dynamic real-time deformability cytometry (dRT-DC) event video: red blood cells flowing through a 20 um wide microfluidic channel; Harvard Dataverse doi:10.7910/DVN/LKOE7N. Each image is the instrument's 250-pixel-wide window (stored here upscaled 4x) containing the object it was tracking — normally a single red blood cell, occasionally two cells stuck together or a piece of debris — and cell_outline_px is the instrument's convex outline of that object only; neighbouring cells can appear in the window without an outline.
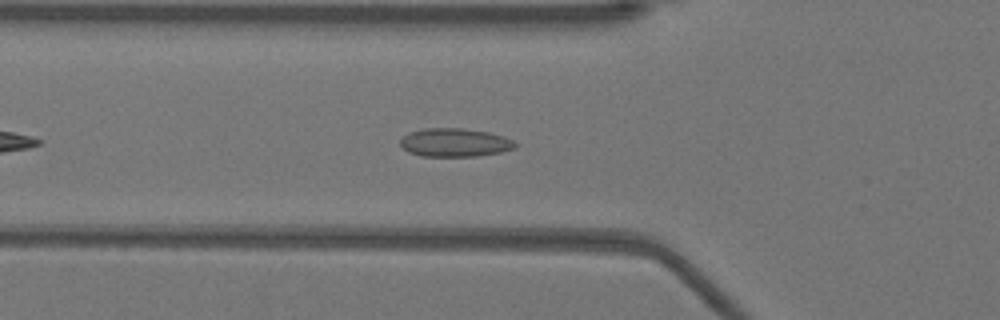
{"species": "Egyptian fruit bat (a non-hibernating species)", "species_latin": "Rousettus aegyptiacus", "temperature_condition": "warm", "stored_images_in_passage": 41, "camera_frame_rate_fps": 3000, "um_per_image_px": 0.085, "animal": {"sex": "female"}, "frame": {"image": 1, "passage_image": 7, "time_ms": 2.0, "image_size_px": [1000, 320], "cell_outline_px": [[516, 148], [500, 152], [476, 156], [420, 156], [408, 152], [400, 144], [400, 140], [408, 132], [424, 128], [464, 128], [488, 132], [504, 136], [512, 140], [516, 144]], "centroid_in_image_um": [38.64, 12.11], "position_along_channel_um": 87.2, "area_um2": 19.07}}
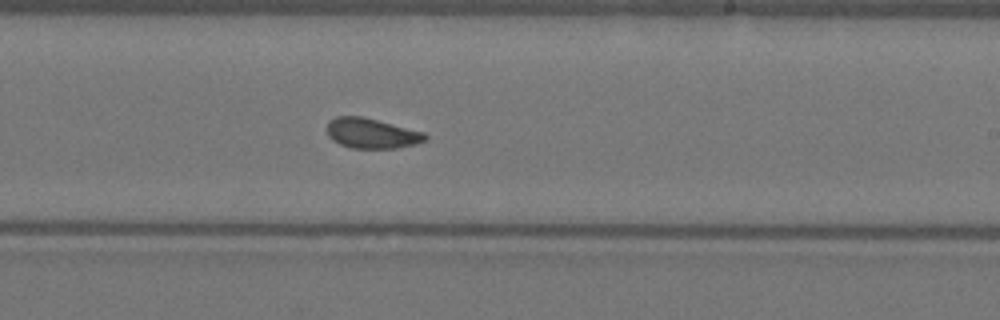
{"frame": {"image": 2, "passage_image": 20, "time_ms": 6.333, "image_size_px": [1000, 320], "cell_outline_px": [[428, 140], [416, 144], [396, 148], [352, 148], [340, 144], [332, 140], [328, 136], [328, 120], [336, 116], [360, 116], [424, 132], [428, 136]], "centroid_in_image_um": [31.59, 11.34], "position_along_channel_um": 257.4, "area_um2": 17.17}}
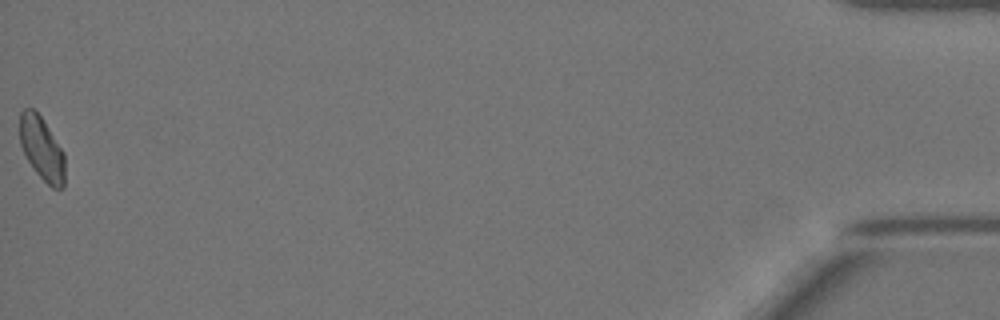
{"frame": {"image": 3, "passage_image": 41, "time_ms": 13.333, "image_size_px": [1000, 320], "cell_outline_px": [[64, 188], [52, 188], [32, 168], [20, 144], [20, 112], [24, 108], [32, 108], [40, 116], [64, 152]], "centroid_in_image_um": [3.55, 12.63], "position_along_channel_um": 431.7, "area_um2": 16.42}, "authors_computed_cell_mechanics": {"area_um2": 17.5134, "velocity_mm_per_s": 3.9262, "shape_relaxation_time_tau1_ms": null, "shape_relaxation_time_tau2_ms": 1.5162, "deformation_change_tau1": null, "deformation_change_tau2": 0.0546}}